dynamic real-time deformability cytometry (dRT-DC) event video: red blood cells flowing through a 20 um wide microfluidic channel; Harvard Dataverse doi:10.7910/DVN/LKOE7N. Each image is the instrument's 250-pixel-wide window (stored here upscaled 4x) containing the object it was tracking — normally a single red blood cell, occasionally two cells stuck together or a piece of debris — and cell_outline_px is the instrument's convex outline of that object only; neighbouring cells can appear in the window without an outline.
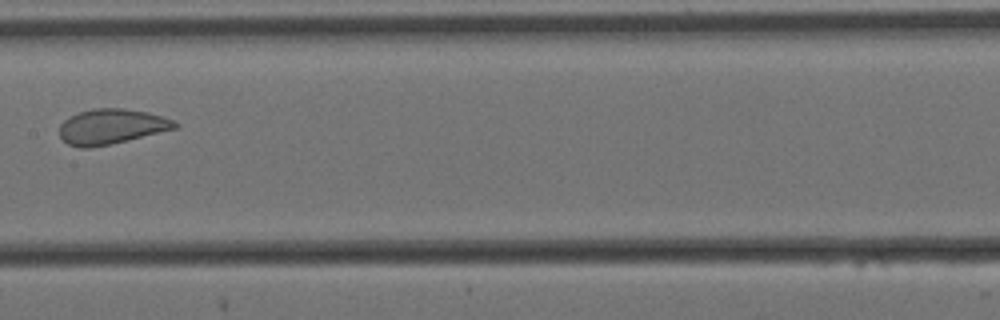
{"species": "Egyptian fruit bat (a non-hibernating species)", "species_latin": "Rousettus aegyptiacus", "temperature_condition": "cold", "stored_images_in_passage": 10, "camera_frame_rate_fps": 3000, "um_per_image_px": 0.085, "animal": {"sex": "female"}, "frame": {"image": 1, "passage_image": 7, "time_ms": 2.0, "image_size_px": [1000, 320], "cell_outline_px": [[180, 124], [176, 128], [108, 144], [88, 148], [80, 148], [68, 144], [60, 136], [60, 124], [68, 116], [80, 112], [96, 108], [124, 108], [148, 112], [172, 120]], "centroid_in_image_um": [9.43, 10.74], "position_along_channel_um": 198.0, "area_um2": 23.24}}
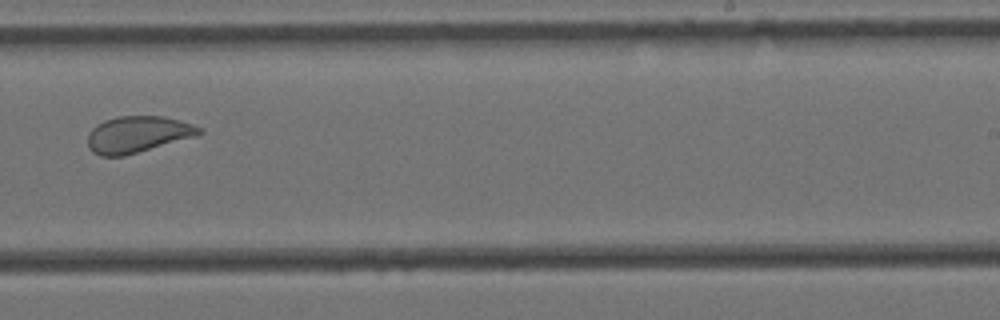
{"frame": {"image": 2, "passage_image": 9, "time_ms": 2.667, "image_size_px": [1000, 320], "cell_outline_px": [[204, 132], [196, 136], [124, 156], [100, 156], [92, 152], [88, 148], [88, 132], [96, 124], [104, 120], [120, 116], [164, 116], [180, 120], [192, 124], [200, 128]], "centroid_in_image_um": [11.67, 11.42], "position_along_channel_um": 277.3, "area_um2": 23.76}}
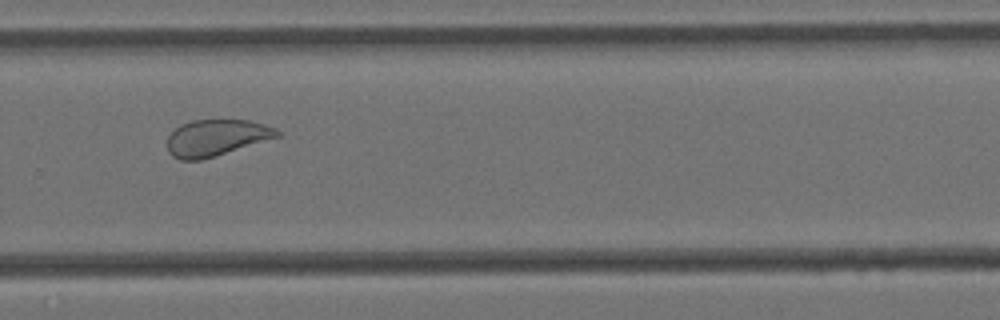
{"frame": {"image": 3, "passage_image": 10, "time_ms": 3.0, "image_size_px": [1000, 320], "cell_outline_px": [[280, 136], [200, 160], [180, 160], [172, 156], [168, 152], [168, 136], [180, 124], [192, 120], [248, 120], [264, 124], [276, 128], [280, 132]], "centroid_in_image_um": [18.36, 11.7], "position_along_channel_um": 311.4, "area_um2": 23.06}}